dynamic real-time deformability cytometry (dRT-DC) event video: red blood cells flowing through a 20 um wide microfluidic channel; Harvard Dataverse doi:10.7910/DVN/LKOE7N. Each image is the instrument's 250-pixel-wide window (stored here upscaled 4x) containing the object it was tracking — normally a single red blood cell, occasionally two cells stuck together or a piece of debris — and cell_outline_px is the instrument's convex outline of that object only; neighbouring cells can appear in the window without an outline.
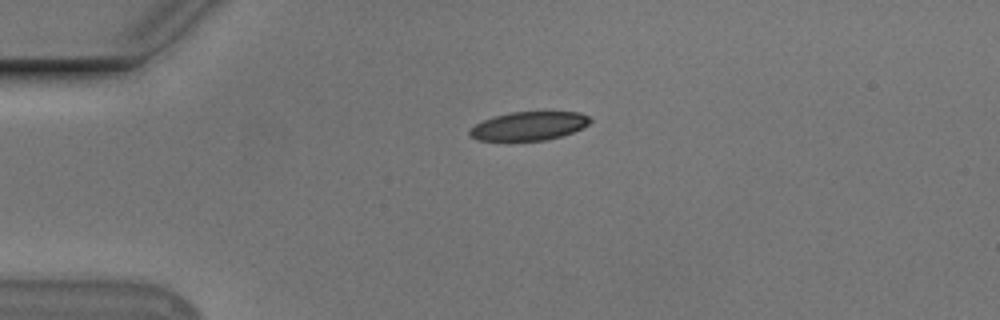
{"species": "Egyptian fruit bat (a non-hibernating species)", "species_latin": "Rousettus aegyptiacus", "temperature_condition": "cold", "stored_images_in_passage": 43, "camera_frame_rate_fps": 3000, "um_per_image_px": 0.085, "animal": {"sex": "male"}, "frame": {"image": 1, "passage_image": 1, "time_ms": 0.0, "image_size_px": [1000, 320], "cell_outline_px": [[592, 120], [584, 128], [560, 136], [544, 140], [476, 140], [468, 136], [468, 132], [476, 124], [484, 120], [496, 116], [512, 112], [580, 112], [588, 116]], "centroid_in_image_um": [44.97, 10.71], "position_along_channel_um": 40.0, "area_um2": 19.88}}
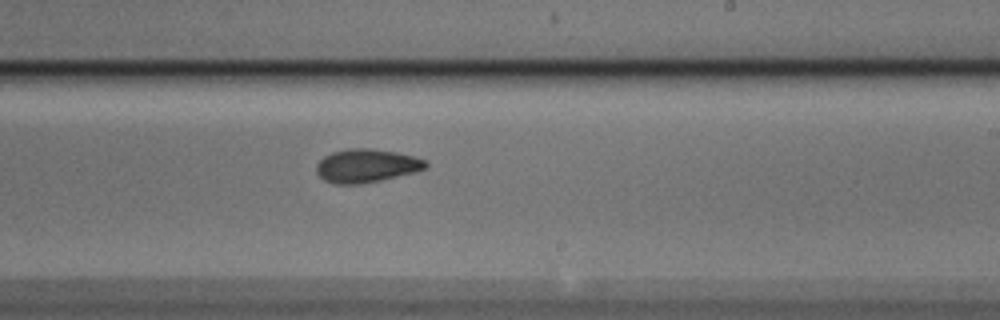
{"frame": {"image": 2, "passage_image": 21, "time_ms": 6.667, "image_size_px": [1000, 320], "cell_outline_px": [[428, 168], [416, 172], [380, 180], [356, 184], [336, 184], [324, 180], [316, 172], [316, 164], [324, 156], [332, 152], [348, 148], [372, 148], [396, 152], [428, 160]], "centroid_in_image_um": [31.17, 14.08], "position_along_channel_um": 257.8, "area_um2": 21.39}}
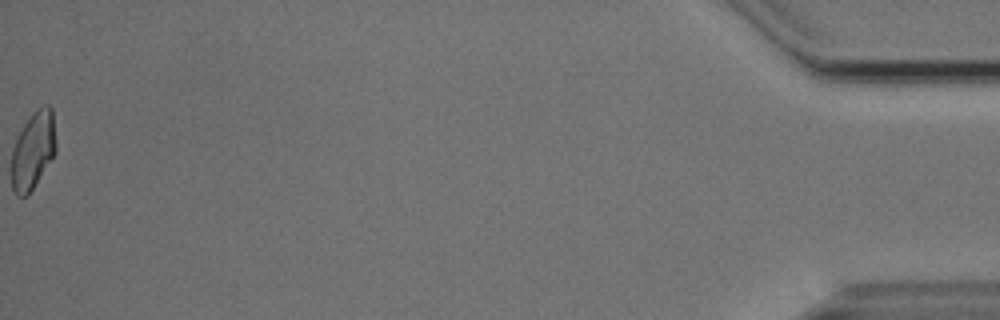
{"frame": {"image": 3, "passage_image": 43, "time_ms": 14.0, "image_size_px": [1000, 320], "cell_outline_px": [[56, 152], [32, 188], [24, 196], [16, 196], [12, 188], [12, 148], [24, 124], [32, 112], [36, 108], [44, 104], [48, 104], [52, 108], [56, 144]], "centroid_in_image_um": [2.82, 12.72], "position_along_channel_um": 432.4, "area_um2": 19.83}, "authors_computed_cell_mechanics": {"area_um2": 20.5768, "velocity_mm_per_s": 3.7569, "shape_relaxation_time_tau1_ms": 5.1157, "shape_relaxation_time_tau2_ms": 2.1398, "deformation_change_tau1": 0.1355, "deformation_change_tau2": 0.0732}}